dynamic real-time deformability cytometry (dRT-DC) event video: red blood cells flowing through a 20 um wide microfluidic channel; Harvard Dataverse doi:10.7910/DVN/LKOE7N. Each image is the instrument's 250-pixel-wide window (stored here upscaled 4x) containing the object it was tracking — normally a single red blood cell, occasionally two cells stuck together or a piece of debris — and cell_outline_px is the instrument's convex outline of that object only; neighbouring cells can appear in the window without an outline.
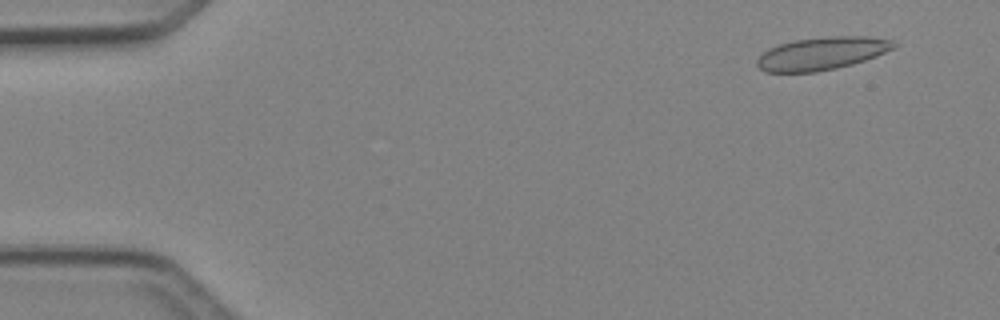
{"species": "Egyptian fruit bat (a non-hibernating species)", "species_latin": "Rousettus aegyptiacus", "temperature_condition": "cold", "stored_images_in_passage": 33, "camera_frame_rate_fps": 3000, "um_per_image_px": 0.085, "animal": {"sex": "female"}, "frame": {"image": 1, "passage_image": 4, "time_ms": 1.0, "image_size_px": [1000, 320], "cell_outline_px": [[900, 44], [896, 48], [876, 56], [852, 64], [836, 68], [816, 72], [764, 72], [756, 64], [756, 60], [768, 48], [780, 44], [796, 40], [828, 36], [868, 36], [892, 40]], "centroid_in_image_um": [69.9, 4.54], "position_along_channel_um": 15.1, "area_um2": 26.24}}
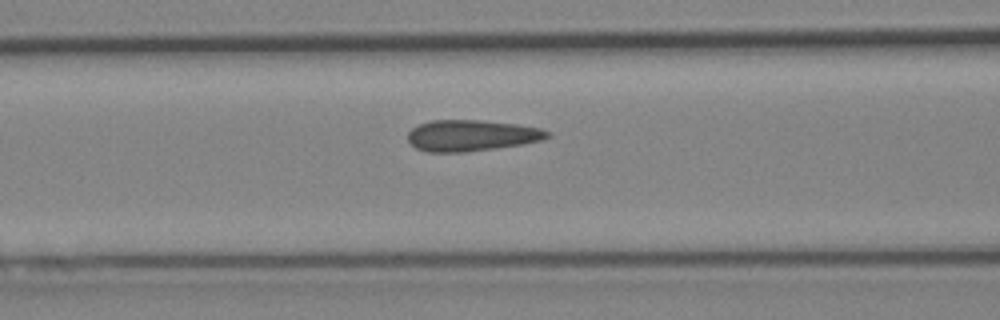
{"frame": {"image": 2, "passage_image": 20, "time_ms": 6.333, "image_size_px": [1000, 320], "cell_outline_px": [[552, 136], [540, 140], [520, 144], [496, 148], [464, 152], [428, 152], [416, 148], [408, 140], [408, 132], [416, 124], [432, 120], [480, 120], [516, 124], [540, 128], [552, 132]], "centroid_in_image_um": [40.06, 11.51], "position_along_channel_um": 126.5, "area_um2": 25.37}}
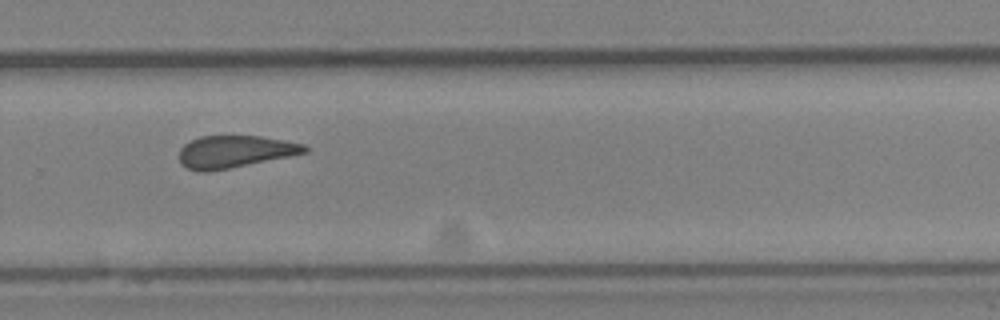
{"frame": {"image": 3, "passage_image": 33, "time_ms": 10.667, "image_size_px": [1000, 320], "cell_outline_px": [[308, 152], [208, 172], [200, 172], [188, 168], [180, 164], [180, 148], [184, 144], [200, 136], [260, 136], [284, 140], [304, 144], [308, 148]], "centroid_in_image_um": [19.93, 12.88], "position_along_channel_um": 309.9, "area_um2": 23.29}}